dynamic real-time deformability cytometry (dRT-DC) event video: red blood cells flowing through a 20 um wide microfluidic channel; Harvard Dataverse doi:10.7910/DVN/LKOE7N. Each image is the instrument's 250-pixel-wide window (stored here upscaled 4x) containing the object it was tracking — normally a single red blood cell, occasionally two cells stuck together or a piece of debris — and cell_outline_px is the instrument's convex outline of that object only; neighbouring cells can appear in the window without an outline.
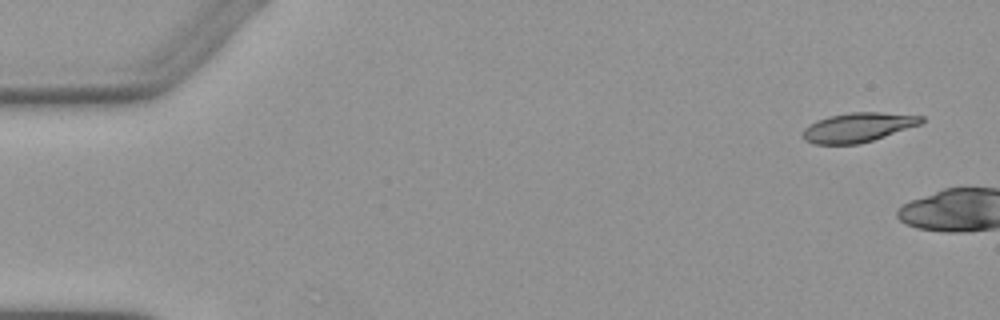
{"species": "Egyptian fruit bat (a non-hibernating species)", "species_latin": "Rousettus aegyptiacus", "temperature_condition": "warm", "stored_images_in_passage": 4, "camera_frame_rate_fps": 3000, "um_per_image_px": 0.085, "animal": {"sex": "female"}, "frame": {"image": 1, "passage_image": 1, "time_ms": 0.0, "image_size_px": [1000, 320], "cell_outline_px": [[924, 120], [920, 124], [860, 144], [816, 144], [804, 140], [800, 136], [804, 128], [816, 120], [828, 116], [852, 112], [880, 112], [924, 116]], "centroid_in_image_um": [72.88, 10.82], "position_along_channel_um": 12.1, "area_um2": 20.23}}